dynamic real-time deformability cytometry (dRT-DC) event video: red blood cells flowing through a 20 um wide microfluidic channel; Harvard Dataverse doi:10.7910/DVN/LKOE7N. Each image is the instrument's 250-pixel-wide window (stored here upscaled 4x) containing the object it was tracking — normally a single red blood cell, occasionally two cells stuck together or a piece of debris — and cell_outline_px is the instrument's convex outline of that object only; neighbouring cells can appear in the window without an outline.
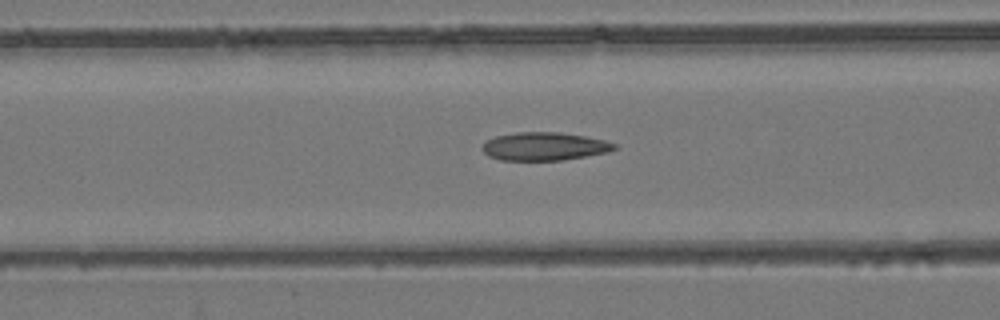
{"species": "common noctule bat (a hibernating species)", "species_latin": "Nyctalus noctula", "temperature_condition": "room temperature", "stored_images_in_passage": 54, "camera_frame_rate_fps": 3000, "um_per_image_px": 0.085, "animal": {"sex": "female", "body_mass_g": 24.6, "forearm_length_mm": 56.2}, "frame": {"image": 1, "passage_image": 22, "time_ms": 7.0, "image_size_px": [1000, 320], "cell_outline_px": [[616, 148], [608, 152], [564, 160], [500, 160], [488, 156], [484, 152], [484, 144], [488, 140], [496, 136], [516, 132], [560, 132], [584, 136], [604, 140], [616, 144]], "centroid_in_image_um": [46.28, 12.44], "position_along_channel_um": 120.3, "area_um2": 21.5}}
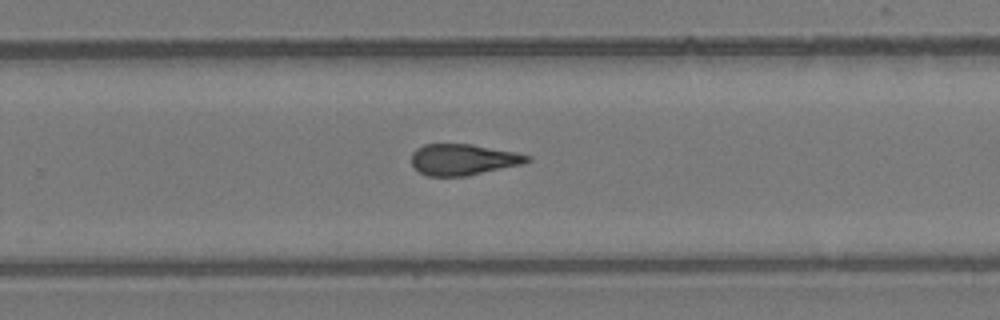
{"frame": {"image": 2, "passage_image": 35, "time_ms": 11.333, "image_size_px": [1000, 320], "cell_outline_px": [[532, 160], [524, 164], [464, 176], [428, 176], [420, 172], [412, 164], [412, 152], [416, 148], [424, 144], [472, 144], [516, 152], [532, 156]], "centroid_in_image_um": [39.4, 13.55], "position_along_channel_um": 290.4, "area_um2": 21.04}}
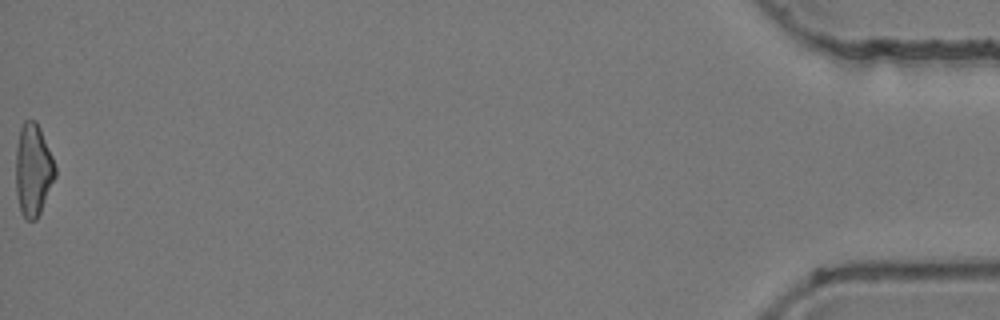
{"frame": {"image": 3, "passage_image": 54, "time_ms": 17.667, "image_size_px": [1000, 320], "cell_outline_px": [[56, 176], [40, 212], [36, 220], [28, 220], [20, 212], [16, 192], [16, 148], [20, 128], [24, 120], [36, 120], [40, 128], [52, 156], [56, 168]], "centroid_in_image_um": [2.81, 14.43], "position_along_channel_um": 432.4, "area_um2": 21.15}, "authors_computed_cell_mechanics": {"area_um2": 21.7328, "velocity_mm_per_s": 3.9351, "shape_relaxation_time_tau1_ms": null, "shape_relaxation_time_tau2_ms": 3.637, "deformation_change_tau1": null, "deformation_change_tau2": 0.1316}}